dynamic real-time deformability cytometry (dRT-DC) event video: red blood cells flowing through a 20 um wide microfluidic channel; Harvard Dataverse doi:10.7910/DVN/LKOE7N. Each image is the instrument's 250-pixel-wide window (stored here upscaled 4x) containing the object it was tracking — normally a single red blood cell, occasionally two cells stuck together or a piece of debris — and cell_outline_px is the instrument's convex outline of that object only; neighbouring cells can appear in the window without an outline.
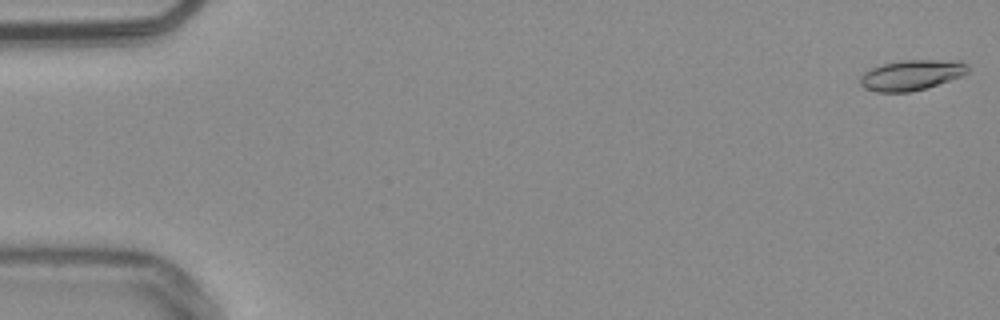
{"species": "common noctule bat (a hibernating species)", "species_latin": "Nyctalus noctula", "temperature_condition": "warm", "stored_images_in_passage": 54, "camera_frame_rate_fps": 3000, "um_per_image_px": 0.085, "animal": {"sex": "male", "body_mass_g": 20.4}, "frame": {"image": 1, "passage_image": 1, "time_ms": 0.0, "image_size_px": [1000, 320], "cell_outline_px": [[968, 72], [960, 76], [924, 88], [908, 92], [876, 92], [860, 84], [860, 76], [864, 72], [872, 68], [884, 64], [900, 60], [960, 60], [968, 64]], "centroid_in_image_um": [77.48, 6.36], "position_along_channel_um": 7.5, "area_um2": 18.79}}
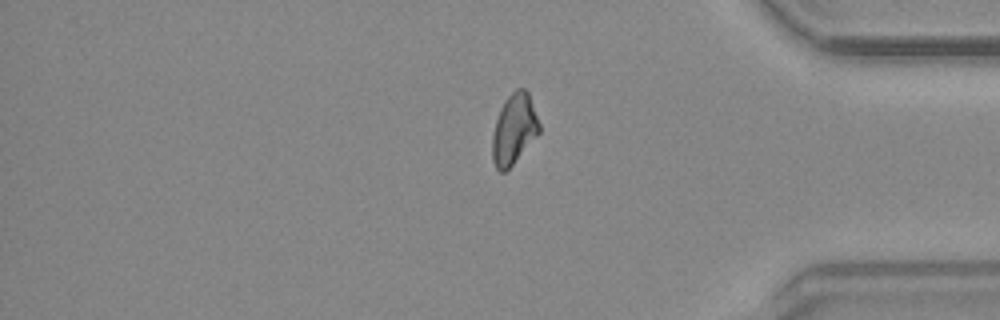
{"frame": {"image": 2, "passage_image": 45, "time_ms": 14.667, "image_size_px": [1000, 320], "cell_outline_px": [[540, 132], [512, 164], [504, 172], [500, 172], [496, 168], [492, 160], [492, 136], [496, 120], [500, 108], [504, 100], [516, 88], [524, 88], [528, 92], [540, 124]], "centroid_in_image_um": [43.68, 10.96], "position_along_channel_um": 391.5, "area_um2": 19.07}}
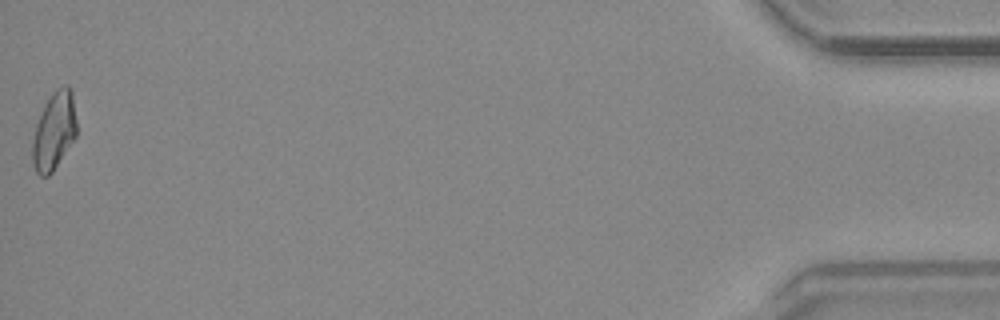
{"frame": {"image": 3, "passage_image": 54, "time_ms": 17.667, "image_size_px": [1000, 320], "cell_outline_px": [[76, 136], [52, 172], [48, 176], [40, 176], [36, 172], [32, 164], [32, 140], [36, 124], [44, 104], [52, 92], [56, 88], [64, 84], [68, 84], [72, 92], [76, 120]], "centroid_in_image_um": [4.58, 11.11], "position_along_channel_um": 430.6, "area_um2": 20.11}, "authors_computed_cell_mechanics": {"area_um2": 19.1029, "velocity_mm_per_s": 3.7972, "shape_relaxation_time_tau1_ms": 8.7196, "shape_relaxation_time_tau2_ms": 6.0286, "deformation_change_tau1": 0.1839, "deformation_change_tau2": 0.1226}}